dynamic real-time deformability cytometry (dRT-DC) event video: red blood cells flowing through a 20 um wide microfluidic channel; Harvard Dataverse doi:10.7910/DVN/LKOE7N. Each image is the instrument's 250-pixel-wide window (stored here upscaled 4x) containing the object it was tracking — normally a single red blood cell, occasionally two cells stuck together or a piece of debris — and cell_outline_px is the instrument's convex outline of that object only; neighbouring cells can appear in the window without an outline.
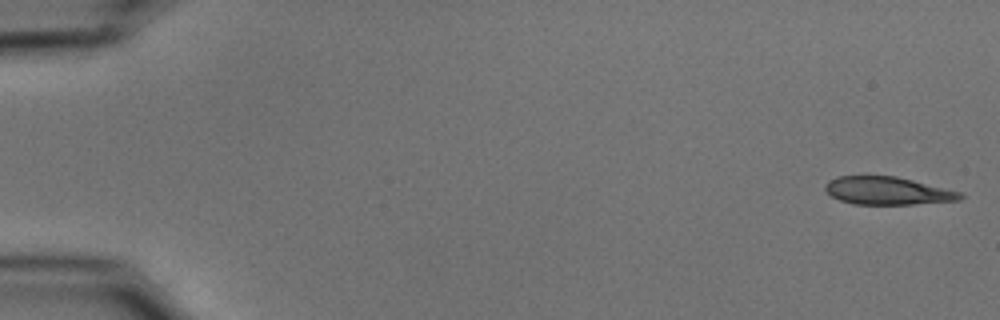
{"species": "common noctule bat (a hibernating species)", "species_latin": "Nyctalus noctula", "temperature_condition": "cold", "stored_images_in_passage": 53, "camera_frame_rate_fps": 3000, "um_per_image_px": 0.085, "animal": {"sex": "male", "body_mass_g": 15.6}, "frame": {"image": 1, "passage_image": 1, "time_ms": 0.0, "image_size_px": [1000, 320], "cell_outline_px": [[964, 196], [960, 200], [912, 204], [852, 204], [840, 200], [832, 196], [824, 188], [824, 184], [828, 180], [836, 176], [896, 176], [964, 192]], "centroid_in_image_um": [75.46, 16.21], "position_along_channel_um": 9.5, "area_um2": 22.02}}
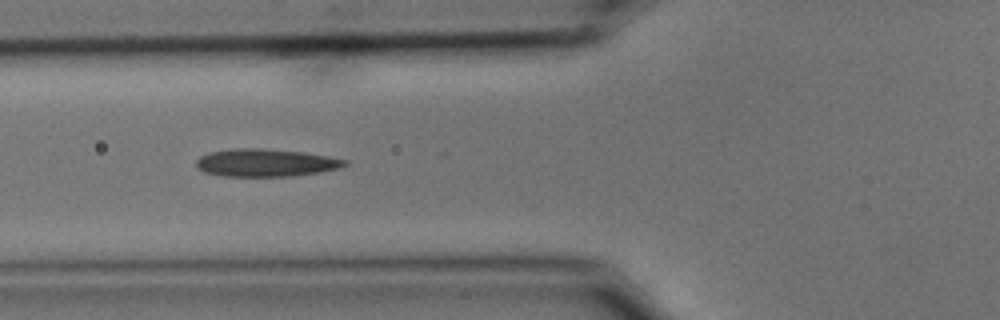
{"frame": {"image": 2, "passage_image": 20, "time_ms": 6.333, "image_size_px": [1000, 320], "cell_outline_px": [[348, 164], [340, 168], [320, 172], [292, 176], [224, 176], [204, 172], [196, 168], [196, 160], [200, 156], [212, 152], [232, 148], [260, 148], [304, 152], [328, 156], [348, 160]], "centroid_in_image_um": [22.59, 13.83], "position_along_channel_um": 103.2, "area_um2": 24.04}}
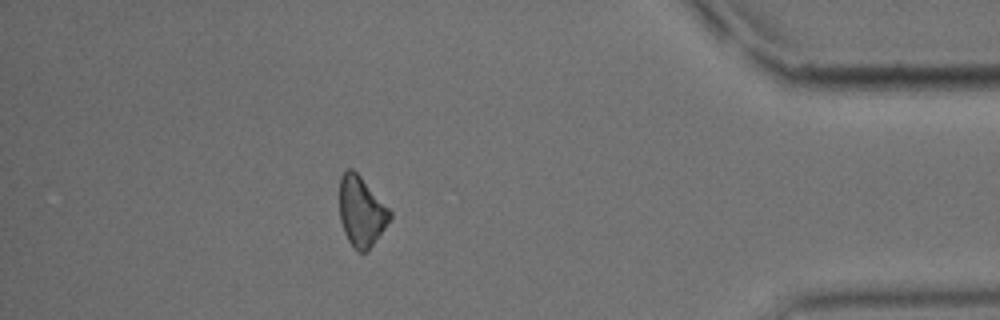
{"frame": {"image": 3, "passage_image": 47, "time_ms": 15.333, "image_size_px": [1000, 320], "cell_outline_px": [[392, 216], [384, 228], [372, 244], [364, 252], [356, 252], [348, 240], [344, 232], [340, 220], [340, 176], [348, 168], [352, 168], [360, 176], [392, 212]], "centroid_in_image_um": [30.69, 17.97], "position_along_channel_um": 404.5, "area_um2": 20.17}, "authors_computed_cell_mechanics": {"area_um2": 22.4842, "velocity_mm_per_s": 3.7655, "shape_relaxation_time_tau1_ms": 5.2652, "shape_relaxation_time_tau2_ms": null, "deformation_change_tau1": 0.1388, "deformation_change_tau2": null}}